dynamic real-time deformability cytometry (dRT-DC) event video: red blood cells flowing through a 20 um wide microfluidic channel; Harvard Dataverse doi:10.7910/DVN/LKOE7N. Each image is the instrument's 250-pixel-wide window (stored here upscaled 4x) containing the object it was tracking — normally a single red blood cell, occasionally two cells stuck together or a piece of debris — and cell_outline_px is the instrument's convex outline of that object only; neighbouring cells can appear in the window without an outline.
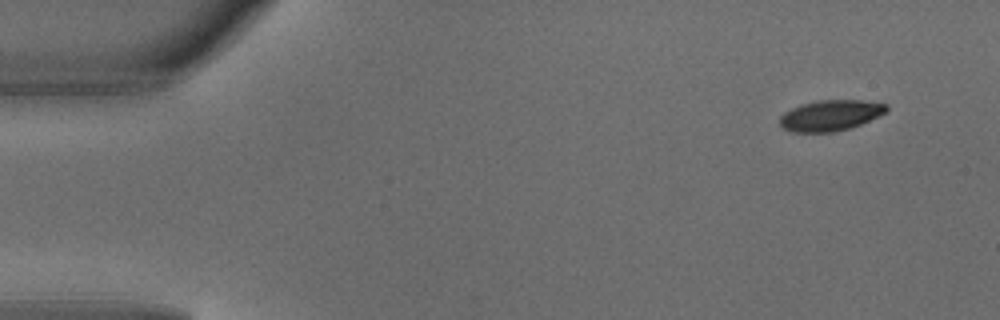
{"species": "common noctule bat (a hibernating species)", "species_latin": "Nyctalus noctula", "temperature_condition": "warm", "stored_images_in_passage": 4, "camera_frame_rate_fps": 3000, "um_per_image_px": 0.085, "animal": {"sex": "male", "body_mass_g": 18.8}, "frame": {"image": 1, "passage_image": 1, "time_ms": 0.0, "image_size_px": [1000, 320], "cell_outline_px": [[888, 108], [884, 112], [860, 124], [836, 132], [792, 132], [784, 128], [780, 124], [780, 116], [784, 112], [800, 104], [816, 100], [860, 100], [888, 104]], "centroid_in_image_um": [70.54, 9.8], "position_along_channel_um": 14.5, "area_um2": 18.96}}
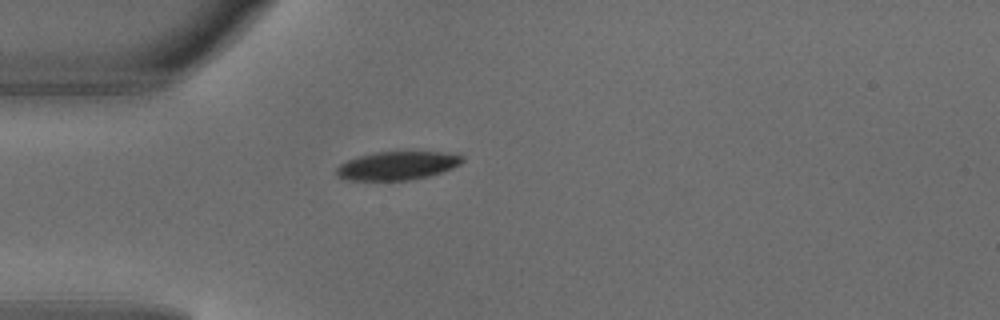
{"frame": {"image": 2, "passage_image": 4, "time_ms": 1.0, "image_size_px": [1000, 320], "cell_outline_px": [[464, 160], [460, 164], [452, 168], [428, 176], [412, 180], [344, 180], [336, 176], [336, 168], [340, 164], [356, 156], [376, 152], [444, 152], [464, 156]], "centroid_in_image_um": [33.73, 14.08], "position_along_channel_um": 51.3, "area_um2": 20.92}}